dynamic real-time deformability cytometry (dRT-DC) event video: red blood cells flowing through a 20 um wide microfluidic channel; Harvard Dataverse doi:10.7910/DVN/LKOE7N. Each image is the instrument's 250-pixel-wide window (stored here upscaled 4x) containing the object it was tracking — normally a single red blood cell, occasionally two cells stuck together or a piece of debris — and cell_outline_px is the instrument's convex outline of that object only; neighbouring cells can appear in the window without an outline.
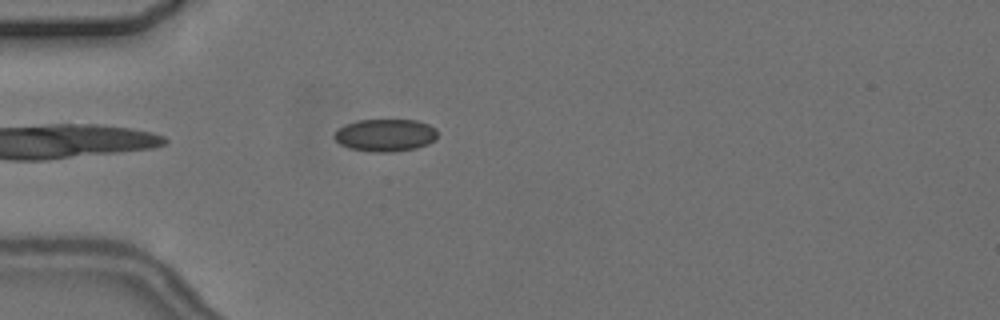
{"species": "common noctule bat (a hibernating species)", "species_latin": "Nyctalus noctula", "temperature_condition": "cold", "stored_images_in_passage": 3, "camera_frame_rate_fps": 3000, "um_per_image_px": 0.085, "animal": {"sex": "female", "body_mass_g": 24.6, "forearm_length_mm": 56.2}, "frame": {"image": 1, "passage_image": 3, "time_ms": 3.667, "image_size_px": [1000, 320], "cell_outline_px": [[436, 140], [428, 144], [416, 148], [392, 152], [368, 152], [348, 148], [340, 144], [332, 136], [344, 124], [356, 120], [416, 120], [428, 124], [436, 128]], "centroid_in_image_um": [32.74, 11.5], "position_along_channel_um": 52.3, "area_um2": 19.71}}